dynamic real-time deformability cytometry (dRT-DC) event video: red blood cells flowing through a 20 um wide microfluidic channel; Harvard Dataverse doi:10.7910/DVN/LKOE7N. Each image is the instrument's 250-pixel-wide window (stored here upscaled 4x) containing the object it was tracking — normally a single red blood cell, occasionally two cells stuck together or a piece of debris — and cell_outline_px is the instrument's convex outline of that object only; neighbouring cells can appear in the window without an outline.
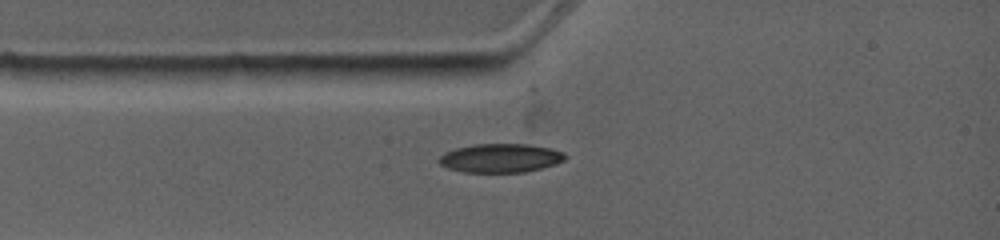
{"species": "common noctule bat (a hibernating species)", "species_latin": "Nyctalus noctula", "temperature_condition": "warm", "stored_images_in_passage": 1, "camera_frame_rate_fps": 4500, "um_per_image_px": 0.085, "animal": {"sex": "female", "body_mass_g": 19.0, "forearm_length_mm": 53.3}, "frame": {"image": 1, "passage_image": 1, "time_ms": 0.0, "image_size_px": [1000, 240], "cell_outline_px": [[568, 156], [564, 160], [556, 164], [524, 172], [464, 172], [448, 168], [440, 164], [436, 160], [444, 152], [456, 148], [476, 144], [528, 144], [552, 148], [564, 152]], "centroid_in_image_um": [42.55, 13.43], "position_along_channel_um": 42.5, "area_um2": 21.27}}